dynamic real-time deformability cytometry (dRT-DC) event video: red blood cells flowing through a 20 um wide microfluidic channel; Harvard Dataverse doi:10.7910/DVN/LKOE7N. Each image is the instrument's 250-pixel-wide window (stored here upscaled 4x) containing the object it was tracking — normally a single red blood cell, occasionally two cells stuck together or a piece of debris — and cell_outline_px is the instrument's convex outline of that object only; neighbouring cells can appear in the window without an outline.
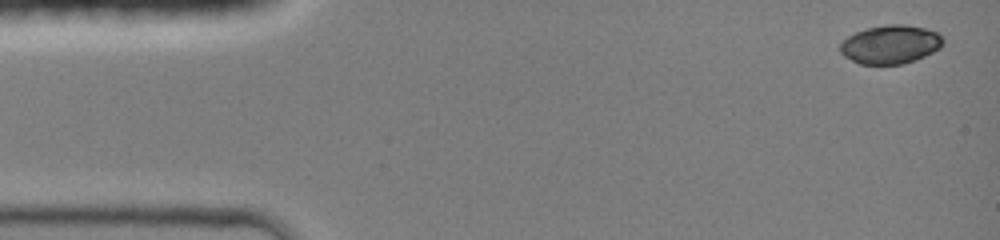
{"species": "common noctule bat (a hibernating species)", "species_latin": "Nyctalus noctula", "temperature_condition": "room temperature", "stored_images_in_passage": 4, "camera_frame_rate_fps": 3000, "um_per_image_px": 0.085, "animal": {"sex": "female", "body_mass_g": 19.0, "forearm_length_mm": 51.5}, "frame": {"image": 1, "passage_image": 1, "time_ms": 0.0, "image_size_px": [1000, 240], "cell_outline_px": [[944, 44], [940, 48], [924, 56], [904, 64], [860, 64], [844, 56], [840, 52], [840, 44], [848, 36], [856, 32], [868, 28], [888, 24], [904, 24], [924, 28], [940, 32], [944, 40]], "centroid_in_image_um": [75.72, 3.77], "position_along_channel_um": 9.3, "area_um2": 23.18}}
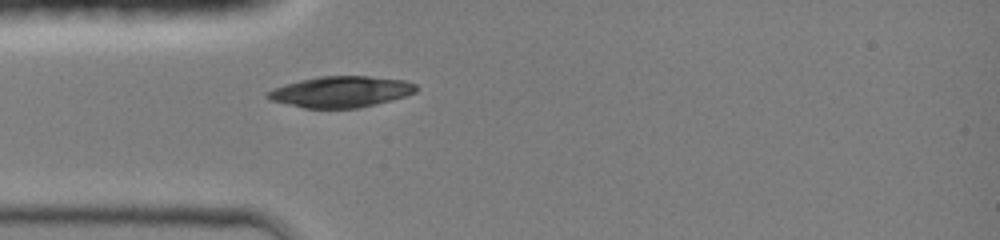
{"frame": {"image": 2, "passage_image": 4, "time_ms": 3.667, "image_size_px": [1000, 240], "cell_outline_px": [[416, 92], [404, 96], [376, 104], [360, 108], [304, 108], [268, 100], [264, 96], [268, 92], [276, 88], [300, 80], [320, 76], [368, 76], [404, 80], [416, 84]], "centroid_in_image_um": [28.97, 7.81], "position_along_channel_um": 56.0, "area_um2": 26.7}}